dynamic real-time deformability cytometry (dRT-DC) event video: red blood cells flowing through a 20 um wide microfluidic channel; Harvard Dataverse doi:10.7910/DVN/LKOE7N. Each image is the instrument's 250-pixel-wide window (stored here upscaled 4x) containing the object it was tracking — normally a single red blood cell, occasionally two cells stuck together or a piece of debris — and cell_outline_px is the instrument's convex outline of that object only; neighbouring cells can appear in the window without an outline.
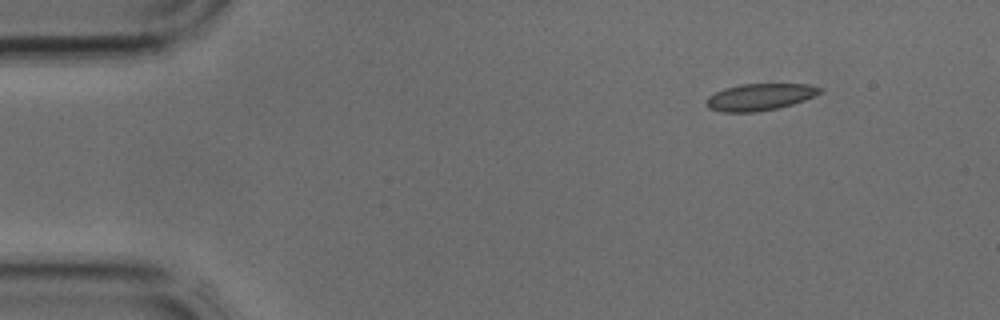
{"species": "common noctule bat (a hibernating species)", "species_latin": "Nyctalus noctula", "temperature_condition": "cold", "stored_images_in_passage": 3, "camera_frame_rate_fps": 3000, "um_per_image_px": 0.085, "animal": {"sex": "male", "body_mass_g": 17.9, "forearm_length_mm": 54.2}, "frame": {"image": 1, "passage_image": 1, "time_ms": 0.0, "image_size_px": [1000, 320], "cell_outline_px": [[824, 88], [820, 92], [804, 100], [792, 104], [776, 108], [756, 112], [724, 112], [708, 108], [708, 96], [724, 88], [740, 84], [808, 84]], "centroid_in_image_um": [64.59, 8.23], "position_along_channel_um": 20.4, "area_um2": 17.51}}